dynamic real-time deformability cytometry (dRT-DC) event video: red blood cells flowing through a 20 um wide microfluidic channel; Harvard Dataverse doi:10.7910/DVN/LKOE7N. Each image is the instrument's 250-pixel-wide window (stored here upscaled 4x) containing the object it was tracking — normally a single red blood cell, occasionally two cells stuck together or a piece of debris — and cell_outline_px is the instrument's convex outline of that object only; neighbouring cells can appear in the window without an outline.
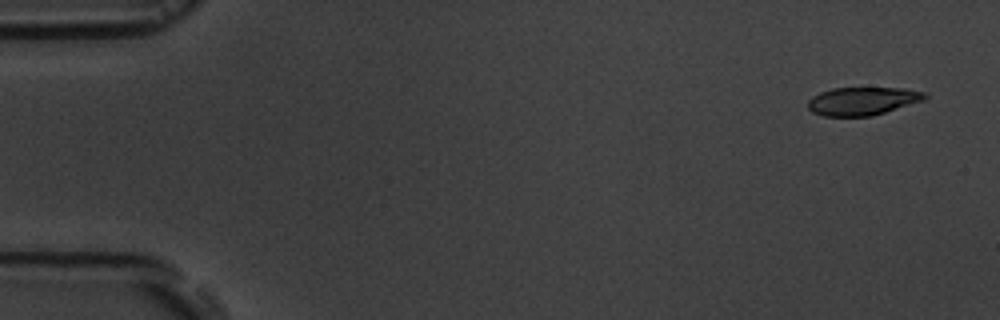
{"species": "common noctule bat (a hibernating species)", "species_latin": "Nyctalus noctula", "temperature_condition": "room temperature", "stored_images_in_passage": 4, "camera_frame_rate_fps": 3000, "um_per_image_px": 0.085, "animal": {"sex": "male", "body_mass_g": 19.5, "forearm_length_mm": 54.6}, "frame": {"image": 1, "passage_image": 1, "time_ms": 0.0, "image_size_px": [1000, 320], "cell_outline_px": [[928, 96], [924, 100], [872, 116], [824, 116], [812, 112], [808, 108], [808, 100], [812, 96], [820, 92], [832, 88], [904, 88], [924, 92]], "centroid_in_image_um": [73.3, 8.59], "position_along_channel_um": 11.7, "area_um2": 19.13}}
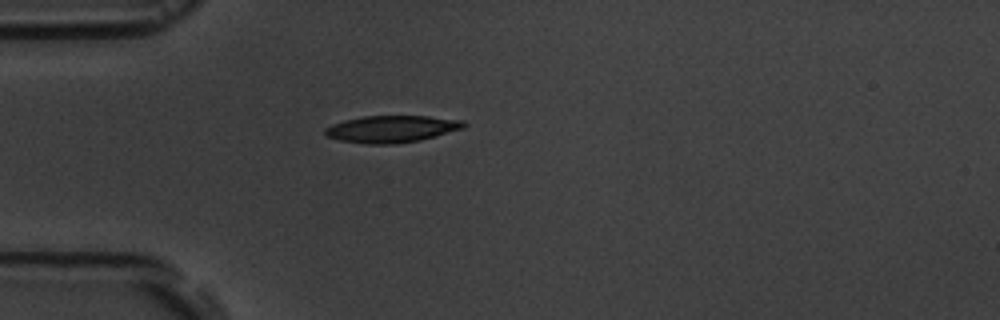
{"frame": {"image": 2, "passage_image": 4, "time_ms": 4.333, "image_size_px": [1000, 320], "cell_outline_px": [[468, 124], [464, 128], [420, 140], [396, 144], [364, 144], [340, 140], [324, 136], [324, 128], [332, 124], [344, 120], [364, 116], [428, 116], [464, 120]], "centroid_in_image_um": [33.28, 10.96], "position_along_channel_um": 51.7, "area_um2": 21.96}}